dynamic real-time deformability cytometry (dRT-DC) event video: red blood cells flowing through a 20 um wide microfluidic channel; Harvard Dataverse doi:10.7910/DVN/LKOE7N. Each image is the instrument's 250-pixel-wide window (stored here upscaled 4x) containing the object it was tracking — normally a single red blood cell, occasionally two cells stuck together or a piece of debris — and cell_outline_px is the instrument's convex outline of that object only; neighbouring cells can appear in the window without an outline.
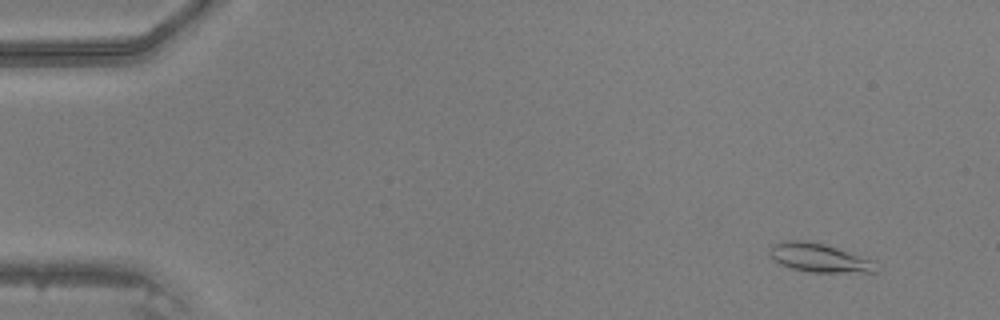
{"species": "common noctule bat (a hibernating species)", "species_latin": "Nyctalus noctula", "temperature_condition": "warm", "stored_images_in_passage": 45, "camera_frame_rate_fps": 3000, "um_per_image_px": 0.085, "animal": {"sex": "male", "body_mass_g": 20.5, "forearm_length_mm": 52.5}, "frame": {"image": 1, "passage_image": 1, "time_ms": 0.0, "image_size_px": [1000, 320], "cell_outline_px": [[880, 272], [812, 272], [792, 268], [780, 264], [768, 252], [772, 244], [784, 240], [808, 240], [824, 244], [872, 260]], "centroid_in_image_um": [69.61, 21.9], "position_along_channel_um": 15.4, "area_um2": 17.57}}
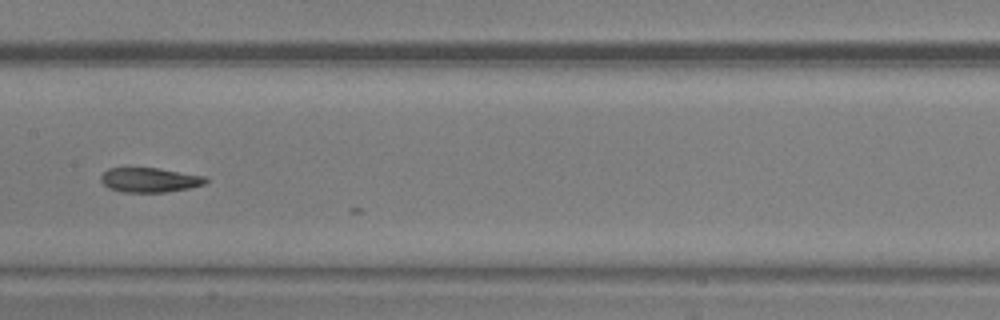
{"frame": {"image": 2, "passage_image": 22, "time_ms": 7.0, "image_size_px": [1000, 320], "cell_outline_px": [[208, 180], [204, 184], [188, 188], [164, 192], [124, 192], [108, 188], [100, 180], [100, 176], [108, 168], [156, 168], [204, 176]], "centroid_in_image_um": [12.68, 15.3], "position_along_channel_um": 194.7, "area_um2": 14.8}}
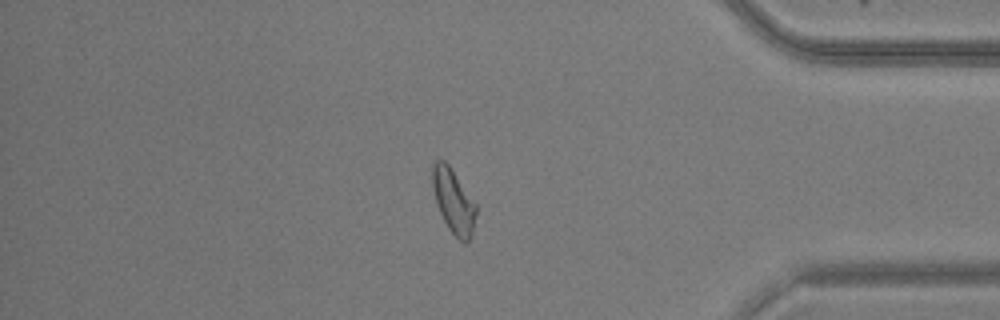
{"frame": {"image": 3, "passage_image": 38, "time_ms": 12.333, "image_size_px": [1000, 320], "cell_outline_px": [[476, 212], [472, 236], [464, 244], [448, 228], [436, 204], [432, 188], [432, 164], [436, 160], [444, 160], [448, 164], [476, 204]], "centroid_in_image_um": [38.53, 17.09], "position_along_channel_um": 396.7, "area_um2": 16.18}}